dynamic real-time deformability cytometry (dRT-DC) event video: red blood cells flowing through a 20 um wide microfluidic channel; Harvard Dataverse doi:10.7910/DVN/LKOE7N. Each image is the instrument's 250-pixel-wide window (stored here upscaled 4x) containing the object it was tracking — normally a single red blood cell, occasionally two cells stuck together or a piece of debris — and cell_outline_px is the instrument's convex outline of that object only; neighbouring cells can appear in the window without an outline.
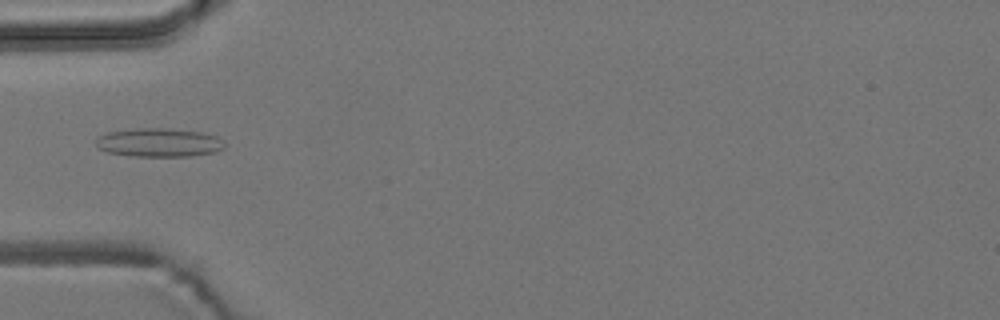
{"species": "common noctule bat (a hibernating species)", "species_latin": "Nyctalus noctula", "temperature_condition": "room temperature", "stored_images_in_passage": 4, "camera_frame_rate_fps": 3000, "um_per_image_px": 0.085, "animal": {"sex": "male", "body_mass_g": 19.2, "forearm_length_mm": 51.8}, "frame": {"image": 1, "passage_image": 4, "time_ms": 1.0, "image_size_px": [1000, 320], "cell_outline_px": [[224, 148], [212, 152], [188, 156], [136, 156], [108, 152], [100, 148], [96, 144], [96, 140], [100, 136], [108, 132], [136, 128], [164, 128], [200, 132], [216, 136], [224, 140]], "centroid_in_image_um": [13.52, 12.11], "position_along_channel_um": 71.5, "area_um2": 21.15}}